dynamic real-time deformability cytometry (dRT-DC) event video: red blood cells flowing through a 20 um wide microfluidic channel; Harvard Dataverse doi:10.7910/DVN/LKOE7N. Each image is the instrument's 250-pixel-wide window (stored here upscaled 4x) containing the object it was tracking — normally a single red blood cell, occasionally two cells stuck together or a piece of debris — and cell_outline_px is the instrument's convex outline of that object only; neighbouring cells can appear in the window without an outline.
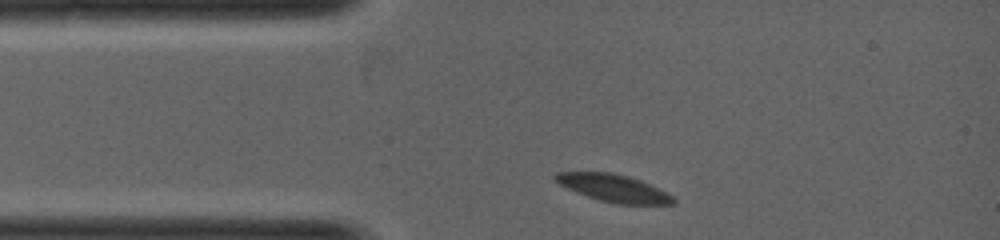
{"species": "common noctule bat (a hibernating species)", "species_latin": "Nyctalus noctula", "temperature_condition": "warm", "stored_images_in_passage": 15, "camera_frame_rate_fps": 5000, "um_per_image_px": 0.085, "animal": {"sex": "female", "body_mass_g": 19.0, "forearm_length_mm": 53.3}, "frame": {"image": 1, "passage_image": 1, "time_ms": 0.0, "image_size_px": [1000, 240], "cell_outline_px": [[676, 204], [616, 204], [600, 200], [576, 192], [560, 184], [552, 176], [556, 172], [612, 172], [628, 176], [640, 180], [672, 196], [676, 200]], "centroid_in_image_um": [52.14, 15.98], "position_along_channel_um": 32.9, "area_um2": 18.55}}
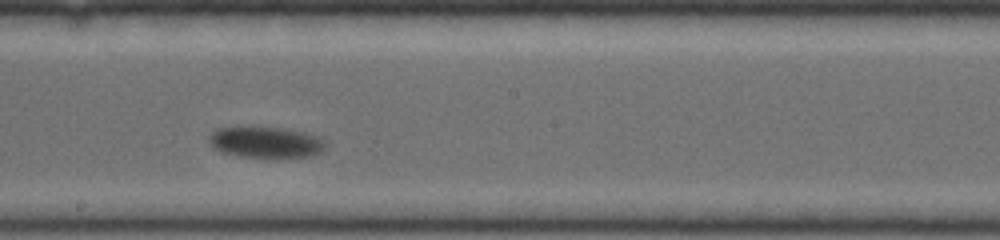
{"frame": {"image": 2, "passage_image": 9, "time_ms": 1.6, "image_size_px": [1000, 240], "cell_outline_px": [[324, 148], [320, 152], [312, 156], [276, 160], [272, 160], [240, 156], [220, 152], [212, 148], [208, 140], [208, 136], [216, 128], [236, 124], [284, 128], [304, 132], [316, 136], [324, 140]], "centroid_in_image_um": [22.5, 12.09], "position_along_channel_um": 225.7, "area_um2": 22.66}}
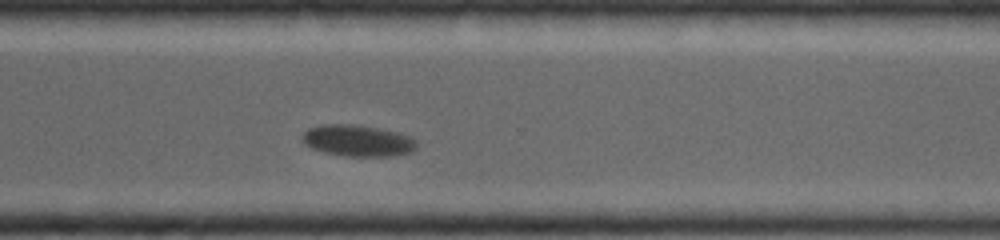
{"frame": {"image": 3, "passage_image": 15, "time_ms": 2.8, "image_size_px": [1000, 240], "cell_outline_px": [[416, 148], [412, 152], [392, 156], [348, 156], [328, 152], [312, 148], [304, 144], [304, 132], [308, 128], [324, 124], [352, 124], [380, 128], [412, 136], [416, 140]], "centroid_in_image_um": [30.46, 11.94], "position_along_channel_um": 340.1, "area_um2": 20.81}}